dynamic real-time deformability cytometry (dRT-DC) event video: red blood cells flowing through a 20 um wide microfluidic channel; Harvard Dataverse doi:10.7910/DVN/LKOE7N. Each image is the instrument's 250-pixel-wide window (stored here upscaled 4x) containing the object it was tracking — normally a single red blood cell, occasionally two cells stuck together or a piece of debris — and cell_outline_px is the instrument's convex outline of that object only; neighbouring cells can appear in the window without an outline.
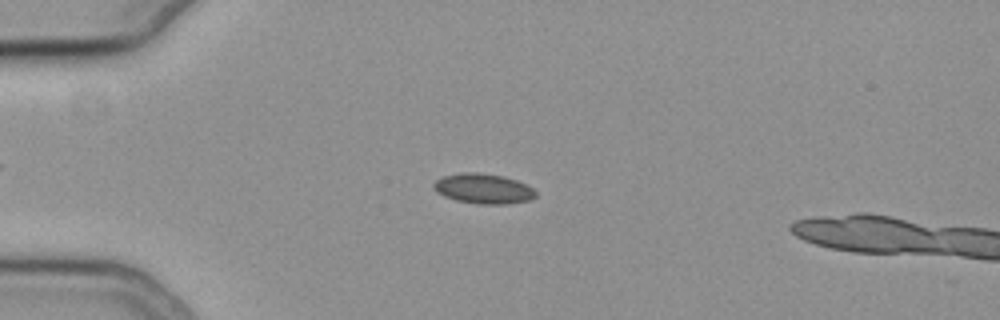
{"species": "common noctule bat (a hibernating species)", "species_latin": "Nyctalus noctula", "temperature_condition": "cold", "stored_images_in_passage": 54, "camera_frame_rate_fps": 3000, "um_per_image_px": 0.085, "animal": {"sex": "female", "body_mass_g": 19.3, "forearm_length_mm": 54.1}, "frame": {"image": 1, "passage_image": 15, "time_ms": 4.667, "image_size_px": [1000, 320], "cell_outline_px": [[536, 196], [528, 200], [508, 204], [476, 204], [456, 200], [444, 196], [436, 192], [432, 188], [432, 184], [436, 180], [444, 176], [460, 172], [480, 172], [504, 176], [516, 180], [532, 188], [536, 192]], "centroid_in_image_um": [41.04, 16.03], "position_along_channel_um": 44.0, "area_um2": 17.98}}
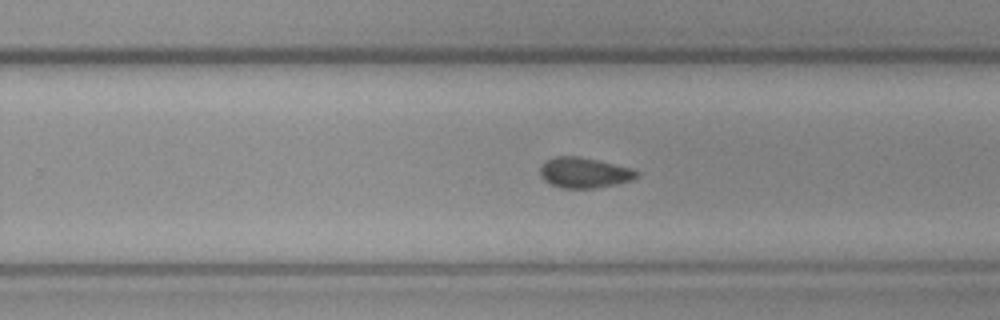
{"frame": {"image": 2, "passage_image": 36, "time_ms": 11.667, "image_size_px": [1000, 320], "cell_outline_px": [[640, 176], [632, 180], [616, 184], [596, 188], [560, 188], [544, 180], [540, 176], [540, 164], [544, 160], [556, 156], [580, 156], [632, 168], [640, 172]], "centroid_in_image_um": [49.66, 14.67], "position_along_channel_um": 280.1, "area_um2": 17.4}}
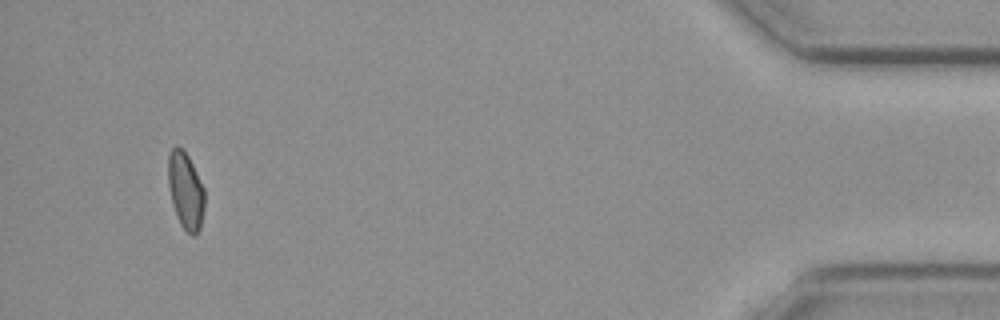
{"frame": {"image": 3, "passage_image": 53, "time_ms": 17.333, "image_size_px": [1000, 320], "cell_outline_px": [[204, 208], [200, 228], [196, 236], [192, 236], [180, 224], [176, 216], [172, 204], [168, 184], [168, 152], [176, 144], [188, 156], [204, 188]], "centroid_in_image_um": [15.76, 16.22], "position_along_channel_um": 419.4, "area_um2": 16.36}}